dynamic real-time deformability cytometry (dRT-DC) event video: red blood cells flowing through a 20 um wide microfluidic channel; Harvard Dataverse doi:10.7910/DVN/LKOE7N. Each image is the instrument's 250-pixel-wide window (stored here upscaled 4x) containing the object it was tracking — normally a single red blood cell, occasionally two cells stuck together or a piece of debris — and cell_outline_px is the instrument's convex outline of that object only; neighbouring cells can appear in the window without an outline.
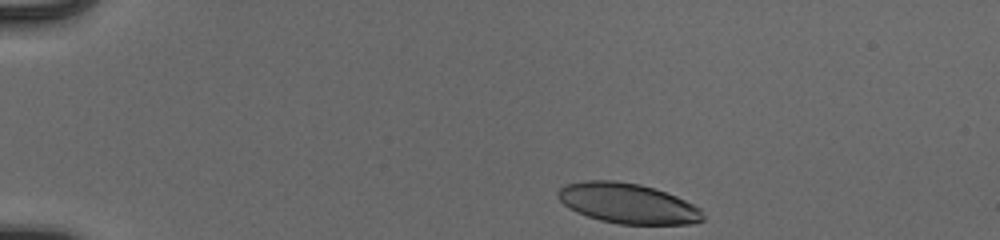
{"species": "human", "species_latin": "Homo sapiens", "temperature_condition": "cold", "stored_images_in_passage": 39, "camera_frame_rate_fps": 3000, "um_per_image_px": 0.085, "donor": {"sex": "male"}, "frame": {"image": 1, "passage_image": 1, "time_ms": 0.0, "image_size_px": [1000, 240], "cell_outline_px": [[704, 220], [692, 224], [620, 224], [600, 220], [576, 212], [568, 208], [556, 196], [556, 192], [564, 184], [584, 180], [616, 180], [640, 184], [656, 188], [676, 196], [700, 208], [704, 216]], "centroid_in_image_um": [53.33, 17.27], "position_along_channel_um": 31.7, "area_um2": 34.22}}
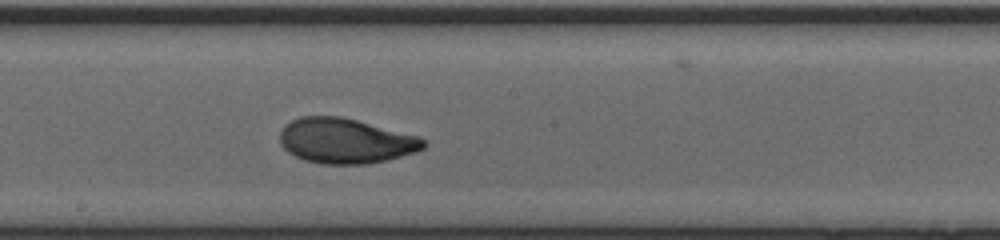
{"frame": {"image": 2, "passage_image": 22, "time_ms": 7.0, "image_size_px": [1000, 240], "cell_outline_px": [[428, 144], [424, 148], [416, 152], [388, 160], [368, 164], [324, 164], [304, 160], [288, 152], [280, 144], [280, 132], [284, 124], [300, 116], [340, 116], [420, 136]], "centroid_in_image_um": [29.38, 11.97], "position_along_channel_um": 218.8, "area_um2": 37.97}}
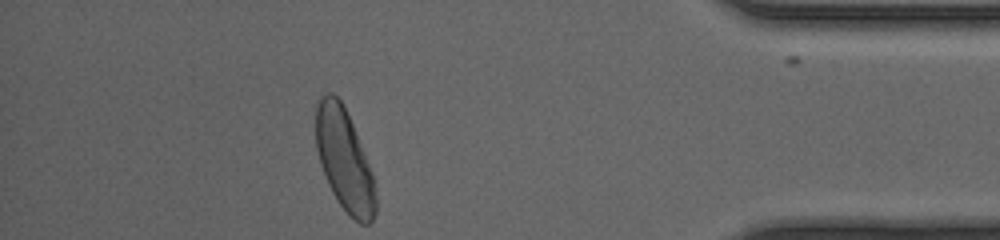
{"frame": {"image": 3, "passage_image": 39, "time_ms": 12.667, "image_size_px": [1000, 240], "cell_outline_px": [[376, 212], [372, 224], [360, 224], [348, 216], [336, 200], [328, 184], [320, 164], [316, 148], [316, 104], [320, 96], [328, 92], [332, 92], [340, 100], [356, 132], [368, 164], [372, 176], [376, 200]], "centroid_in_image_um": [29.25, 13.64], "position_along_channel_um": 405.9, "area_um2": 35.37}, "authors_computed_cell_mechanics": {"area_um2": 36.7608, "velocity_mm_per_s": 3.9122, "shape_relaxation_time_tau1_ms": 3.0193, "shape_relaxation_time_tau2_ms": 1.0754, "deformation_change_tau1": 0.1627, "deformation_change_tau2": 0.0646}}